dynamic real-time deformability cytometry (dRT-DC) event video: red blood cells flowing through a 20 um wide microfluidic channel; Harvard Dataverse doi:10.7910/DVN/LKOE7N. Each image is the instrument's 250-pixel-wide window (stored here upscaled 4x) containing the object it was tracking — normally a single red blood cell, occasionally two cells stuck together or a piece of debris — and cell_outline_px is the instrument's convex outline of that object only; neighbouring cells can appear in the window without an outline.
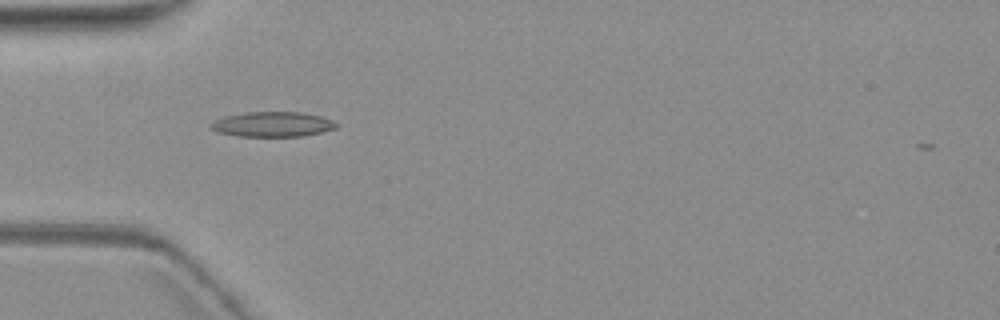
{"species": "common noctule bat (a hibernating species)", "species_latin": "Nyctalus noctula", "temperature_condition": "warm", "stored_images_in_passage": 7, "camera_frame_rate_fps": 3000, "um_per_image_px": 0.085, "animal": {"sex": "female", "body_mass_g": 19.3, "forearm_length_mm": 54.1}, "frame": {"image": 1, "passage_image": 6, "time_ms": 6.0, "image_size_px": [1000, 320], "cell_outline_px": [[336, 128], [304, 136], [236, 136], [220, 132], [208, 128], [208, 124], [216, 120], [228, 116], [244, 112], [304, 112], [320, 116], [336, 124]], "centroid_in_image_um": [23.12, 10.56], "position_along_channel_um": 61.9, "area_um2": 18.03}}
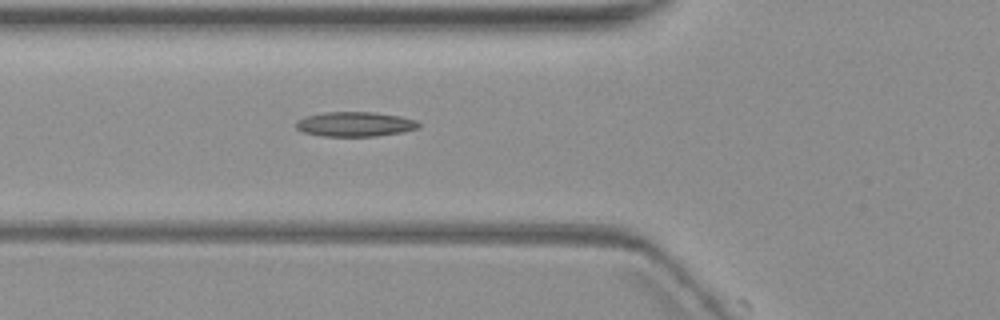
{"frame": {"image": 2, "passage_image": 7, "time_ms": 7.0, "image_size_px": [1000, 320], "cell_outline_px": [[420, 128], [404, 132], [376, 136], [320, 136], [304, 132], [296, 128], [296, 120], [304, 116], [324, 112], [376, 112], [400, 116], [416, 120], [420, 124]], "centroid_in_image_um": [30.18, 10.55], "position_along_channel_um": 95.6, "area_um2": 17.86}}